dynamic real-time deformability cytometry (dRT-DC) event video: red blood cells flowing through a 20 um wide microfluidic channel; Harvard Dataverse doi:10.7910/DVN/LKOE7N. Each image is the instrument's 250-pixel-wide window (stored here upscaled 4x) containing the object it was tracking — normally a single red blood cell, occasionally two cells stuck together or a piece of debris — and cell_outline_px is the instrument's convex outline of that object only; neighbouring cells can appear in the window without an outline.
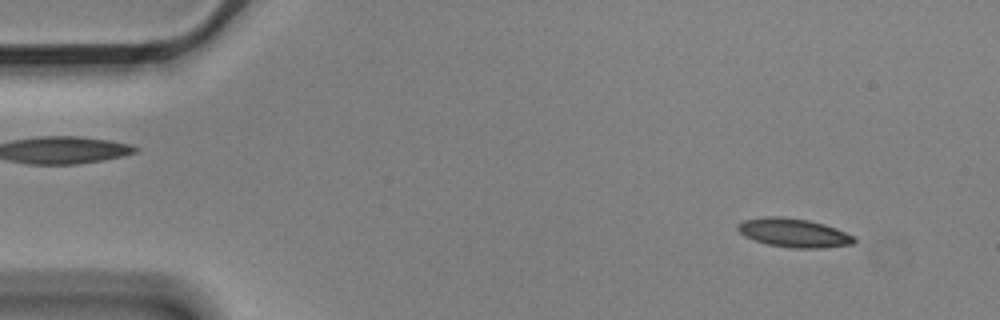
{"species": "Egyptian fruit bat (a non-hibernating species)", "species_latin": "Rousettus aegyptiacus", "temperature_condition": "cold", "stored_images_in_passage": 4, "segment_of_instrument_passage": [1, 2], "camera_frame_rate_fps": 3000, "um_per_image_px": 0.085, "animal": {"sex": "male"}, "frame": {"image": 1, "passage_image": 1, "time_ms": 0.0, "image_size_px": [1000, 320], "cell_outline_px": [[856, 240], [852, 244], [820, 248], [792, 248], [768, 244], [744, 236], [736, 228], [736, 224], [744, 220], [764, 216], [780, 216], [808, 220], [824, 224], [836, 228], [856, 236]], "centroid_in_image_um": [67.47, 19.78], "position_along_channel_um": 17.5, "area_um2": 19.54}}